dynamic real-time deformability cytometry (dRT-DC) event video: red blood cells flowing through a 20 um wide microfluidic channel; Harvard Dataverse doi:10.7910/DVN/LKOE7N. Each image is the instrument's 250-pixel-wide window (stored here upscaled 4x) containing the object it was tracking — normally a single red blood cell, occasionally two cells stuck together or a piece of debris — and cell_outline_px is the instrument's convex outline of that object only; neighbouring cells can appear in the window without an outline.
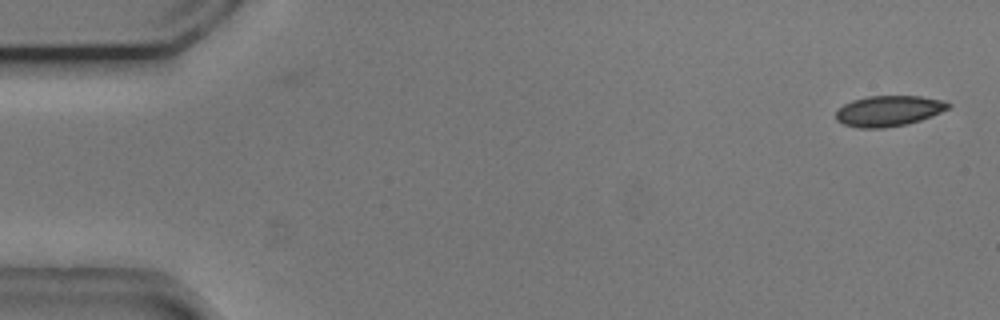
{"species": "common noctule bat (a hibernating species)", "species_latin": "Nyctalus noctula", "temperature_condition": "cold", "stored_images_in_passage": 52, "camera_frame_rate_fps": 3000, "um_per_image_px": 0.085, "animal": {"sex": "male", "body_mass_g": 20.5, "forearm_length_mm": 52.5}, "frame": {"image": 1, "passage_image": 1, "time_ms": 0.0, "image_size_px": [1000, 320], "cell_outline_px": [[952, 104], [948, 108], [932, 116], [908, 124], [884, 128], [860, 128], [844, 124], [836, 120], [836, 112], [844, 104], [852, 100], [868, 96], [920, 96], [944, 100]], "centroid_in_image_um": [75.55, 9.42], "position_along_channel_um": 9.5, "area_um2": 20.06}}
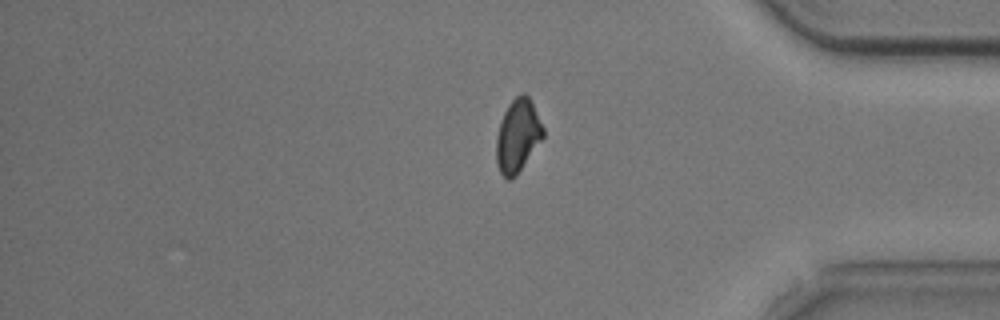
{"frame": {"image": 2, "passage_image": 44, "time_ms": 14.333, "image_size_px": [1000, 320], "cell_outline_px": [[544, 136], [516, 176], [512, 180], [508, 180], [500, 172], [496, 164], [496, 136], [500, 120], [508, 104], [520, 92], [524, 92], [528, 96], [544, 128]], "centroid_in_image_um": [43.98, 11.54], "position_along_channel_um": 391.2, "area_um2": 19.94}}
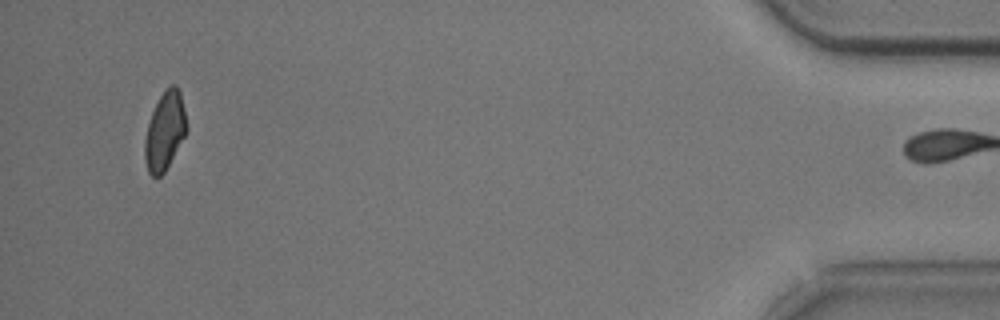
{"frame": {"image": 3, "passage_image": 51, "time_ms": 16.667, "image_size_px": [1000, 320], "cell_outline_px": [[188, 128], [184, 136], [164, 172], [160, 176], [152, 176], [148, 172], [144, 160], [144, 140], [148, 124], [152, 112], [160, 96], [172, 84], [176, 84], [180, 92]], "centroid_in_image_um": [13.99, 11.15], "position_along_channel_um": 421.2, "area_um2": 18.73}, "authors_computed_cell_mechanics": {"area_um2": 20.6057, "velocity_mm_per_s": 3.7151, "shape_relaxation_time_tau1_ms": 3.9358, "shape_relaxation_time_tau2_ms": 3.7389, "deformation_change_tau1": 0.0781, "deformation_change_tau2": 0.0799}}